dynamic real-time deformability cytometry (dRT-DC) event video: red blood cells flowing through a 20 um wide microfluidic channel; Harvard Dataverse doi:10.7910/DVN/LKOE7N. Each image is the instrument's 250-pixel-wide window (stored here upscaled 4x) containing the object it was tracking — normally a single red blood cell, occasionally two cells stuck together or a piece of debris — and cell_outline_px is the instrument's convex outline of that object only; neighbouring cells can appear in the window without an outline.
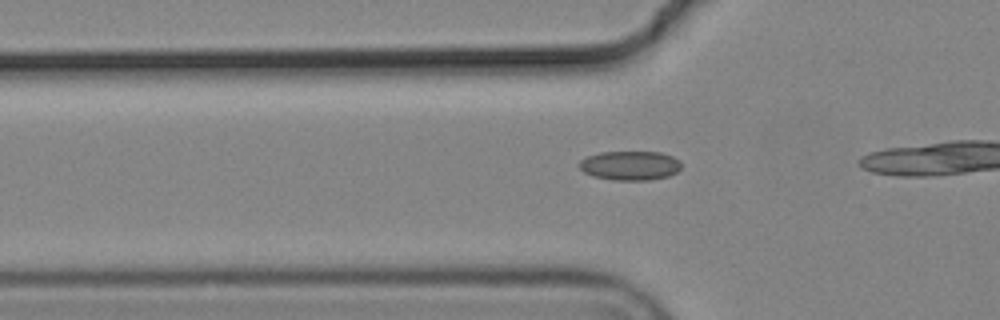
{"species": "common noctule bat (a hibernating species)", "species_latin": "Nyctalus noctula", "temperature_condition": "cold", "stored_images_in_passage": 22, "camera_frame_rate_fps": 3000, "um_per_image_px": 0.085, "animal": {"sex": "male", "body_mass_g": 19.2, "forearm_length_mm": 51.8}, "frame": {"image": 1, "passage_image": 14, "time_ms": 4.333, "image_size_px": [1000, 320], "cell_outline_px": [[680, 168], [676, 172], [668, 176], [648, 180], [612, 180], [592, 176], [584, 172], [580, 168], [580, 160], [588, 156], [600, 152], [660, 152], [672, 156], [680, 160]], "centroid_in_image_um": [53.55, 14.07], "position_along_channel_um": 72.2, "area_um2": 17.34}}
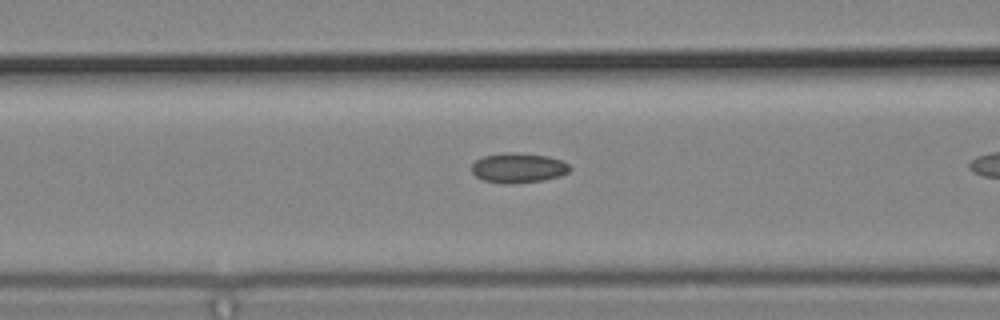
{"frame": {"image": 2, "passage_image": 18, "time_ms": 5.667, "image_size_px": [1000, 320], "cell_outline_px": [[572, 168], [568, 172], [560, 176], [544, 180], [512, 184], [500, 184], [484, 180], [476, 176], [472, 172], [472, 164], [476, 160], [484, 156], [504, 152], [516, 152], [548, 156], [560, 160], [568, 164]], "centroid_in_image_um": [44.05, 14.27], "position_along_channel_um": 122.5, "area_um2": 17.22}}
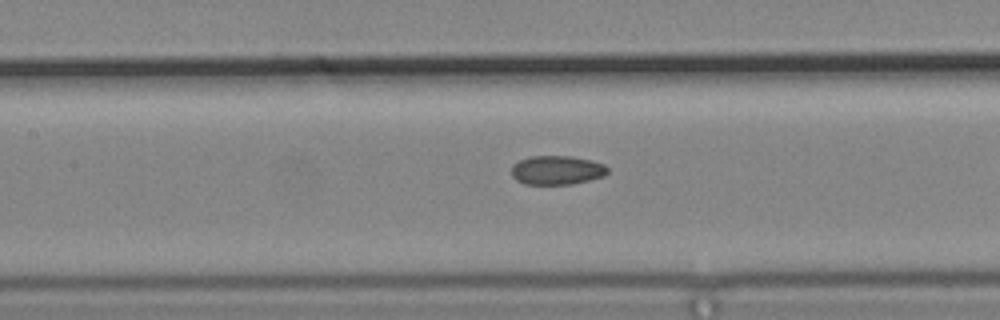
{"frame": {"image": 3, "passage_image": 21, "time_ms": 6.667, "image_size_px": [1000, 320], "cell_outline_px": [[608, 172], [604, 176], [572, 184], [524, 184], [516, 180], [512, 176], [512, 164], [520, 160], [532, 156], [572, 156], [592, 160], [604, 164], [608, 168]], "centroid_in_image_um": [47.34, 14.46], "position_along_channel_um": 160.1, "area_um2": 16.3}}